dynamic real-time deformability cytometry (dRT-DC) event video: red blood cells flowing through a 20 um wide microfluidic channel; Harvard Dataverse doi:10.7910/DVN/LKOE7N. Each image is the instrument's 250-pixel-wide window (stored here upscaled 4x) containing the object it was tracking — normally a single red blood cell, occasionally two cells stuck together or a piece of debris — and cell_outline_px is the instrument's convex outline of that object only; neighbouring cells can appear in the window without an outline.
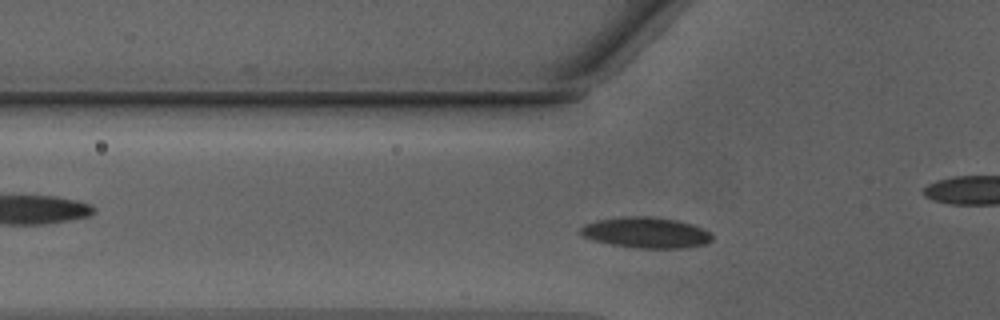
{"species": "Egyptian fruit bat (a non-hibernating species)", "species_latin": "Rousettus aegyptiacus", "temperature_condition": "warm", "stored_images_in_passage": 21, "camera_frame_rate_fps": 3000, "um_per_image_px": 0.085, "animal": {"sex": "male"}, "frame": {"image": 1, "passage_image": 5, "time_ms": 1.333, "image_size_px": [1000, 320], "cell_outline_px": [[712, 240], [708, 244], [684, 248], [636, 248], [612, 244], [592, 240], [576, 232], [584, 224], [596, 220], [620, 216], [652, 216], [676, 220], [692, 224], [704, 228], [712, 232]], "centroid_in_image_um": [54.92, 19.76], "position_along_channel_um": 70.9, "area_um2": 24.04}}
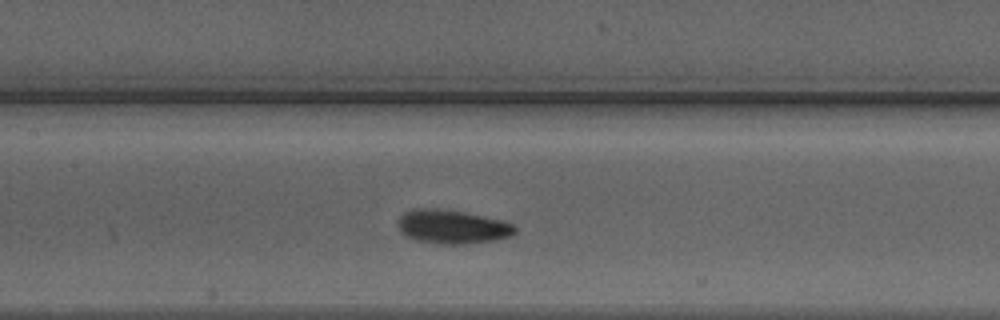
{"frame": {"image": 2, "passage_image": 12, "time_ms": 3.667, "image_size_px": [1000, 320], "cell_outline_px": [[516, 232], [512, 236], [496, 240], [468, 244], [436, 244], [416, 240], [404, 236], [400, 232], [396, 220], [404, 212], [416, 208], [436, 208], [464, 212], [484, 216], [500, 220], [512, 224], [516, 228]], "centroid_in_image_um": [38.4, 19.28], "position_along_channel_um": 169.0, "area_um2": 23.41}}
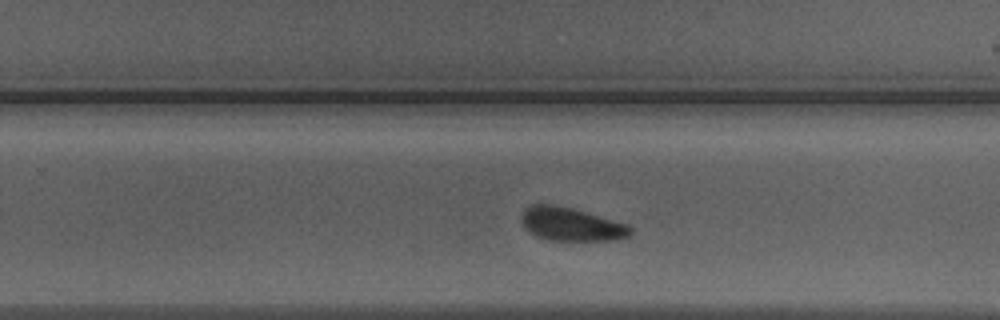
{"frame": {"image": 3, "passage_image": 20, "time_ms": 6.333, "image_size_px": [1000, 320], "cell_outline_px": [[632, 232], [628, 236], [612, 240], [548, 240], [536, 236], [520, 220], [520, 216], [532, 204], [552, 204], [572, 208], [628, 224], [632, 228]], "centroid_in_image_um": [48.57, 19.06], "position_along_channel_um": 281.2, "area_um2": 20.87}}